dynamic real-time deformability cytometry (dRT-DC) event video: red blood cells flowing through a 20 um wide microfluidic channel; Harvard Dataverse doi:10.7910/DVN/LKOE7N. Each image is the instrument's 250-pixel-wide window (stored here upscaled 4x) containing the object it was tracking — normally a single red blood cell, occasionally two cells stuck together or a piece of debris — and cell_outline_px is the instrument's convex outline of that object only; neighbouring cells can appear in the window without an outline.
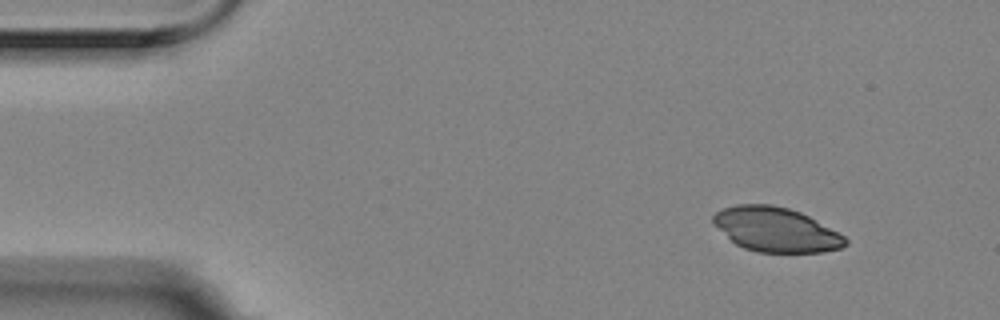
{"species": "Egyptian fruit bat (a non-hibernating species)", "species_latin": "Rousettus aegyptiacus", "temperature_condition": "room temperature", "stored_images_in_passage": 4, "camera_frame_rate_fps": 3000, "um_per_image_px": 0.085, "animal": {"sex": "female"}, "frame": {"image": 1, "passage_image": 1, "time_ms": 0.0, "image_size_px": [1000, 320], "cell_outline_px": [[848, 244], [840, 248], [824, 252], [756, 252], [744, 248], [736, 244], [712, 224], [712, 216], [716, 212], [724, 208], [736, 204], [772, 204], [788, 208], [800, 212], [808, 216], [844, 236], [848, 240]], "centroid_in_image_um": [65.92, 19.51], "position_along_channel_um": 19.1, "area_um2": 34.1}}